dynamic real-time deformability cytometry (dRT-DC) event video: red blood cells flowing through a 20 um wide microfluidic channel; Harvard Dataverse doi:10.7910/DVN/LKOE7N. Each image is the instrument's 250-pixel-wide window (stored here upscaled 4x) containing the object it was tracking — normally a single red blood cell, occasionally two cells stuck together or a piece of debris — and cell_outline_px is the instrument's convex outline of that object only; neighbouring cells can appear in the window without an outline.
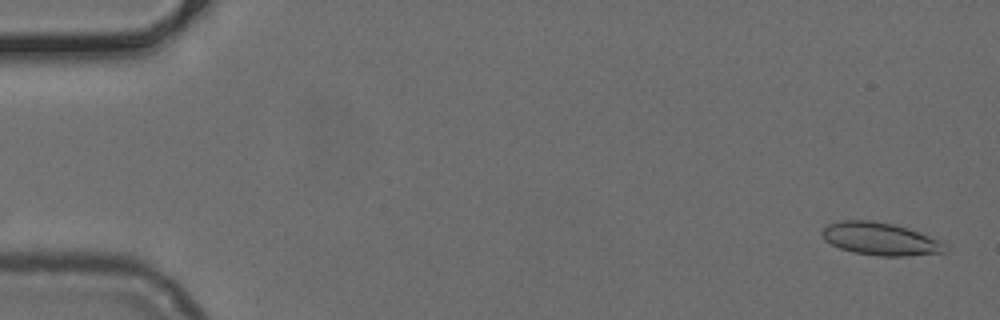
{"species": "common noctule bat (a hibernating species)", "species_latin": "Nyctalus noctula", "temperature_condition": "cold", "stored_images_in_passage": 51, "camera_frame_rate_fps": 3000, "um_per_image_px": 0.085, "animal": {"sex": "female", "body_mass_g": 24.6, "forearm_length_mm": 56.2}, "frame": {"image": 1, "passage_image": 2, "time_ms": 0.333, "image_size_px": [1000, 320], "cell_outline_px": [[948, 248], [944, 252], [904, 256], [880, 256], [852, 252], [840, 248], [824, 240], [820, 232], [828, 224], [844, 220], [872, 220], [892, 224], [908, 228], [944, 240], [948, 244]], "centroid_in_image_um": [74.88, 20.3], "position_along_channel_um": 10.1, "area_um2": 23.7}}
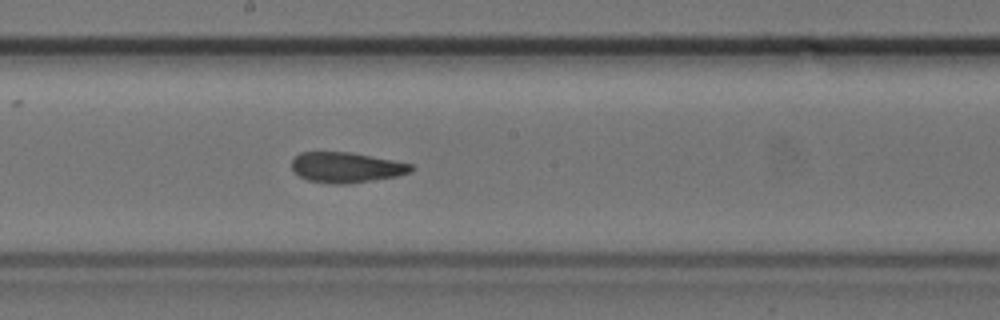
{"frame": {"image": 2, "passage_image": 28, "time_ms": 9.0, "image_size_px": [1000, 320], "cell_outline_px": [[416, 168], [412, 172], [396, 176], [348, 184], [332, 184], [308, 180], [300, 176], [292, 168], [292, 160], [300, 152], [352, 152], [412, 164]], "centroid_in_image_um": [29.46, 14.23], "position_along_channel_um": 218.7, "area_um2": 21.1}}
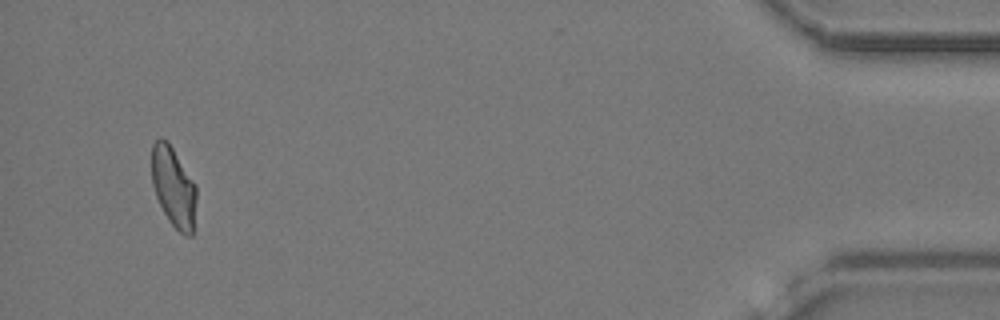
{"frame": {"image": 3, "passage_image": 49, "time_ms": 16.0, "image_size_px": [1000, 320], "cell_outline_px": [[196, 200], [192, 236], [184, 236], [168, 220], [156, 196], [152, 184], [152, 144], [160, 136], [168, 140], [196, 184]], "centroid_in_image_um": [14.75, 15.86], "position_along_channel_um": 420.4, "area_um2": 20.98}}